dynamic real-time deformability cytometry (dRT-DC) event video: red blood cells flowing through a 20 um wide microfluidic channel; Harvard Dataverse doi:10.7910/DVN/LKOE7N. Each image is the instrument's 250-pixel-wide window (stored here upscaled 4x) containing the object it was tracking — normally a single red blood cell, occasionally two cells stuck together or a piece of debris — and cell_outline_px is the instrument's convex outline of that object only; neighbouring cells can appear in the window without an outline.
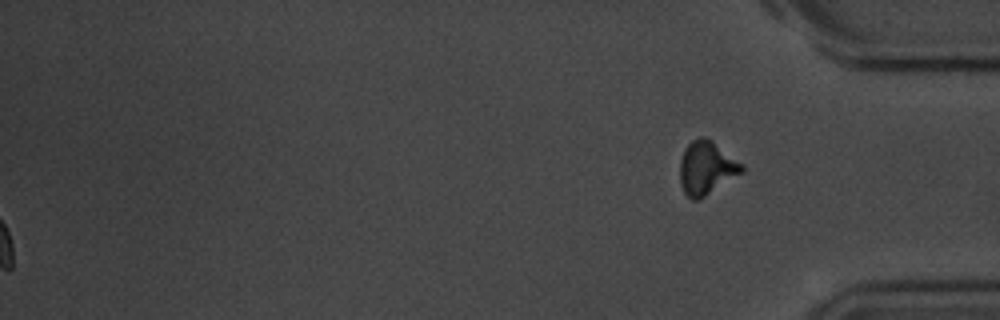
{"species": "common noctule bat (a hibernating species)", "species_latin": "Nyctalus noctula", "temperature_condition": "room temperature", "stored_images_in_passage": 55, "segment_of_instrument_passage": [2, 2], "camera_frame_rate_fps": 3000, "um_per_image_px": 0.085, "animal": {"sex": "male", "body_mass_g": 20.1, "forearm_length_mm": 53.5}, "frame": {"image": 1, "passage_image": 55, "time_ms": 18.0, "image_size_px": [1000, 320], "cell_outline_px": [[744, 172], [700, 200], [692, 200], [684, 192], [680, 184], [680, 160], [684, 148], [692, 140], [700, 136], [704, 136], [712, 140], [744, 164]], "centroid_in_image_um": [60.06, 14.27], "position_along_channel_um": 375.1, "area_um2": 19.65}}